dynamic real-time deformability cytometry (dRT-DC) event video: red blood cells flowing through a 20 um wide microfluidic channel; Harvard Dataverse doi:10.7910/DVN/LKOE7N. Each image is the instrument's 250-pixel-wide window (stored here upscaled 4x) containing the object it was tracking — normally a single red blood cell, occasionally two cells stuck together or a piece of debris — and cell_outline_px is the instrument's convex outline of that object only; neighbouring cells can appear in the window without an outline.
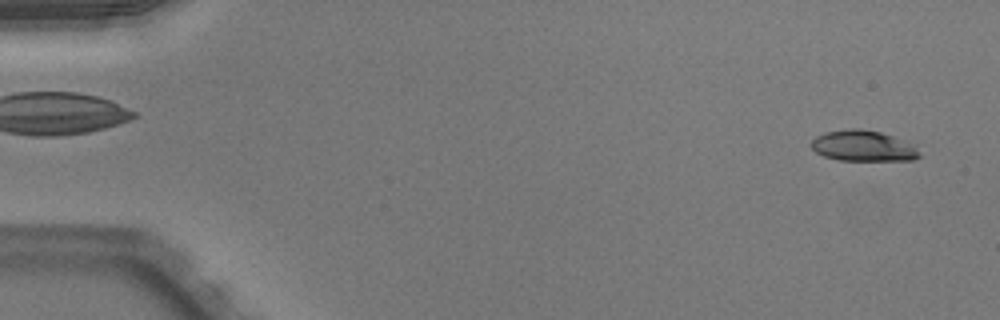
{"species": "Egyptian fruit bat (a non-hibernating species)", "species_latin": "Rousettus aegyptiacus", "temperature_condition": "warm", "stored_images_in_passage": 50, "camera_frame_rate_fps": 3000, "um_per_image_px": 0.085, "animal": {"sex": "male"}, "frame": {"image": 1, "passage_image": 2, "time_ms": 0.333, "image_size_px": [1000, 320], "cell_outline_px": [[920, 156], [912, 160], [840, 160], [824, 156], [816, 152], [812, 148], [812, 140], [816, 136], [824, 132], [852, 128], [860, 128], [880, 132], [916, 144]], "centroid_in_image_um": [73.39, 12.39], "position_along_channel_um": 11.6, "area_um2": 19.42}}
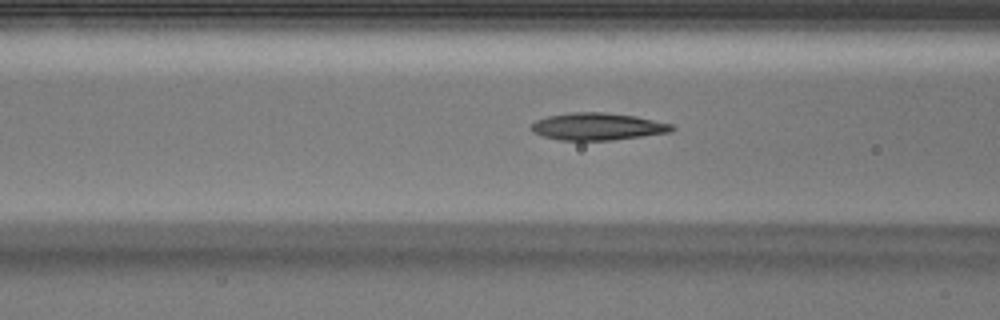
{"frame": {"image": 2, "passage_image": 20, "time_ms": 6.333, "image_size_px": [1000, 320], "cell_outline_px": [[676, 128], [672, 132], [612, 140], [560, 140], [544, 136], [532, 132], [532, 124], [536, 120], [548, 116], [572, 112], [604, 112], [636, 116], [672, 124]], "centroid_in_image_um": [50.82, 10.75], "position_along_channel_um": 115.8, "area_um2": 22.25}}
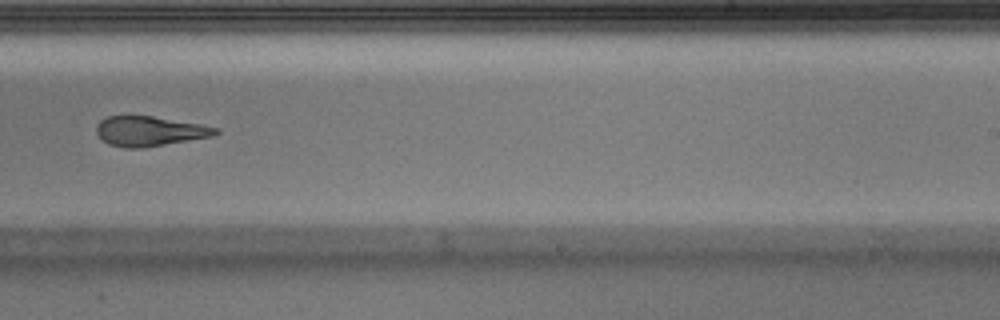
{"frame": {"image": 3, "passage_image": 32, "time_ms": 10.333, "image_size_px": [1000, 320], "cell_outline_px": [[220, 132], [212, 136], [144, 148], [124, 148], [108, 144], [96, 132], [96, 124], [100, 120], [108, 116], [152, 116], [200, 124], [220, 128]], "centroid_in_image_um": [12.71, 11.15], "position_along_channel_um": 276.3, "area_um2": 20.69}, "authors_computed_cell_mechanics": {"area_um2": 21.6461, "velocity_mm_per_s": 4.0149, "shape_relaxation_time_tau1_ms": 5.9736, "shape_relaxation_time_tau2_ms": 2.396, "deformation_change_tau1": 0.1953, "deformation_change_tau2": 0.1327}}